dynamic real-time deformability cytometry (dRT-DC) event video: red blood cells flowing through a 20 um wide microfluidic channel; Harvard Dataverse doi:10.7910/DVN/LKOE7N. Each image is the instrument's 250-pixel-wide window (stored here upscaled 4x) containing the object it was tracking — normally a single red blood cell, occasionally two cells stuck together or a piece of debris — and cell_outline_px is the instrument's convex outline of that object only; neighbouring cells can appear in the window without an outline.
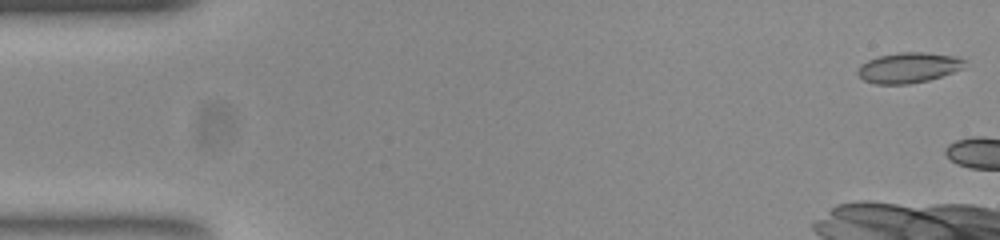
{"species": "common noctule bat (a hibernating species)", "species_latin": "Nyctalus noctula", "temperature_condition": "room temperature", "stored_images_in_passage": 4, "camera_frame_rate_fps": 3000, "um_per_image_px": 0.085, "animal": {"sex": "female", "body_mass_g": 23.0, "forearm_length_mm": 53.4}, "frame": {"image": 1, "passage_image": 1, "time_ms": 0.0, "image_size_px": [1000, 240], "cell_outline_px": [[968, 60], [964, 68], [928, 80], [908, 84], [876, 84], [864, 80], [856, 72], [860, 64], [868, 60], [880, 56], [900, 52], [924, 52], [960, 56]], "centroid_in_image_um": [77.27, 5.74], "position_along_channel_um": 7.7, "area_um2": 19.07}}